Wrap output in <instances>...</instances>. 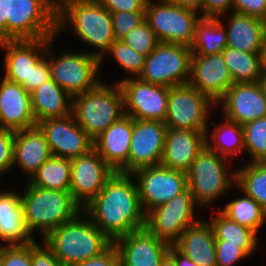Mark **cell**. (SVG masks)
I'll use <instances>...</instances> for the list:
<instances>
[{"mask_svg":"<svg viewBox=\"0 0 266 266\" xmlns=\"http://www.w3.org/2000/svg\"><path fill=\"white\" fill-rule=\"evenodd\" d=\"M131 178L130 173L115 172L98 195L82 208V215L88 216L112 242L145 228L138 186Z\"/></svg>","mask_w":266,"mask_h":266,"instance_id":"1","label":"cell"},{"mask_svg":"<svg viewBox=\"0 0 266 266\" xmlns=\"http://www.w3.org/2000/svg\"><path fill=\"white\" fill-rule=\"evenodd\" d=\"M81 213L41 237L63 266L97 257L113 244L88 216L81 217Z\"/></svg>","mask_w":266,"mask_h":266,"instance_id":"2","label":"cell"},{"mask_svg":"<svg viewBox=\"0 0 266 266\" xmlns=\"http://www.w3.org/2000/svg\"><path fill=\"white\" fill-rule=\"evenodd\" d=\"M68 24L82 41L98 48L93 54L102 63L103 52L115 41L111 13L97 0H57V33Z\"/></svg>","mask_w":266,"mask_h":266,"instance_id":"3","label":"cell"},{"mask_svg":"<svg viewBox=\"0 0 266 266\" xmlns=\"http://www.w3.org/2000/svg\"><path fill=\"white\" fill-rule=\"evenodd\" d=\"M21 196L26 227L32 235L39 231L44 238L54 228L73 220L82 207L68 191L49 190L26 183Z\"/></svg>","mask_w":266,"mask_h":266,"instance_id":"4","label":"cell"},{"mask_svg":"<svg viewBox=\"0 0 266 266\" xmlns=\"http://www.w3.org/2000/svg\"><path fill=\"white\" fill-rule=\"evenodd\" d=\"M71 114L94 140L125 115L123 94L118 83L102 81L92 90L72 98Z\"/></svg>","mask_w":266,"mask_h":266,"instance_id":"5","label":"cell"},{"mask_svg":"<svg viewBox=\"0 0 266 266\" xmlns=\"http://www.w3.org/2000/svg\"><path fill=\"white\" fill-rule=\"evenodd\" d=\"M57 0H9L6 40L55 38Z\"/></svg>","mask_w":266,"mask_h":266,"instance_id":"6","label":"cell"},{"mask_svg":"<svg viewBox=\"0 0 266 266\" xmlns=\"http://www.w3.org/2000/svg\"><path fill=\"white\" fill-rule=\"evenodd\" d=\"M225 159L207 145L197 154L187 172V187L197 206L210 205L233 184L235 186V171H232V176L229 175Z\"/></svg>","mask_w":266,"mask_h":266,"instance_id":"7","label":"cell"},{"mask_svg":"<svg viewBox=\"0 0 266 266\" xmlns=\"http://www.w3.org/2000/svg\"><path fill=\"white\" fill-rule=\"evenodd\" d=\"M53 40L55 39L49 38L45 55L50 66L51 79L72 98L94 89L101 82V79L97 78L101 67L100 59L92 52H68L54 58L53 54L49 53Z\"/></svg>","mask_w":266,"mask_h":266,"instance_id":"8","label":"cell"},{"mask_svg":"<svg viewBox=\"0 0 266 266\" xmlns=\"http://www.w3.org/2000/svg\"><path fill=\"white\" fill-rule=\"evenodd\" d=\"M212 105L217 104L189 83L169 87L164 123L167 129L207 132L208 137L207 121Z\"/></svg>","mask_w":266,"mask_h":266,"instance_id":"9","label":"cell"},{"mask_svg":"<svg viewBox=\"0 0 266 266\" xmlns=\"http://www.w3.org/2000/svg\"><path fill=\"white\" fill-rule=\"evenodd\" d=\"M192 51L189 46L159 42L145 58L139 78L163 87L189 82Z\"/></svg>","mask_w":266,"mask_h":266,"instance_id":"10","label":"cell"},{"mask_svg":"<svg viewBox=\"0 0 266 266\" xmlns=\"http://www.w3.org/2000/svg\"><path fill=\"white\" fill-rule=\"evenodd\" d=\"M145 5V21L154 31L159 42L191 46L196 23L199 21L198 11L164 2Z\"/></svg>","mask_w":266,"mask_h":266,"instance_id":"11","label":"cell"},{"mask_svg":"<svg viewBox=\"0 0 266 266\" xmlns=\"http://www.w3.org/2000/svg\"><path fill=\"white\" fill-rule=\"evenodd\" d=\"M196 205L187 187L167 203L149 211L145 215V228L155 237L173 245L187 227L199 221L197 218L194 220Z\"/></svg>","mask_w":266,"mask_h":266,"instance_id":"12","label":"cell"},{"mask_svg":"<svg viewBox=\"0 0 266 266\" xmlns=\"http://www.w3.org/2000/svg\"><path fill=\"white\" fill-rule=\"evenodd\" d=\"M132 175L138 179L139 200L145 215L187 188V173L161 164L139 168Z\"/></svg>","mask_w":266,"mask_h":266,"instance_id":"13","label":"cell"},{"mask_svg":"<svg viewBox=\"0 0 266 266\" xmlns=\"http://www.w3.org/2000/svg\"><path fill=\"white\" fill-rule=\"evenodd\" d=\"M123 94L125 115L137 120L164 122L169 87L154 85L139 77L117 82Z\"/></svg>","mask_w":266,"mask_h":266,"instance_id":"14","label":"cell"},{"mask_svg":"<svg viewBox=\"0 0 266 266\" xmlns=\"http://www.w3.org/2000/svg\"><path fill=\"white\" fill-rule=\"evenodd\" d=\"M114 173L94 148L71 159L70 193L73 199L83 208Z\"/></svg>","mask_w":266,"mask_h":266,"instance_id":"15","label":"cell"},{"mask_svg":"<svg viewBox=\"0 0 266 266\" xmlns=\"http://www.w3.org/2000/svg\"><path fill=\"white\" fill-rule=\"evenodd\" d=\"M37 126L44 133L53 156L71 160L94 148L93 139L72 114L41 121Z\"/></svg>","mask_w":266,"mask_h":266,"instance_id":"16","label":"cell"},{"mask_svg":"<svg viewBox=\"0 0 266 266\" xmlns=\"http://www.w3.org/2000/svg\"><path fill=\"white\" fill-rule=\"evenodd\" d=\"M166 131L164 122L133 119L128 173L161 163Z\"/></svg>","mask_w":266,"mask_h":266,"instance_id":"17","label":"cell"},{"mask_svg":"<svg viewBox=\"0 0 266 266\" xmlns=\"http://www.w3.org/2000/svg\"><path fill=\"white\" fill-rule=\"evenodd\" d=\"M188 83L217 104L233 85L222 53L213 55L192 54Z\"/></svg>","mask_w":266,"mask_h":266,"instance_id":"18","label":"cell"},{"mask_svg":"<svg viewBox=\"0 0 266 266\" xmlns=\"http://www.w3.org/2000/svg\"><path fill=\"white\" fill-rule=\"evenodd\" d=\"M48 44L49 38L0 41V48L6 52L4 78L28 92L31 69L46 55Z\"/></svg>","mask_w":266,"mask_h":266,"instance_id":"19","label":"cell"},{"mask_svg":"<svg viewBox=\"0 0 266 266\" xmlns=\"http://www.w3.org/2000/svg\"><path fill=\"white\" fill-rule=\"evenodd\" d=\"M113 244L118 250L122 266H160L171 247L146 228L126 234Z\"/></svg>","mask_w":266,"mask_h":266,"instance_id":"20","label":"cell"},{"mask_svg":"<svg viewBox=\"0 0 266 266\" xmlns=\"http://www.w3.org/2000/svg\"><path fill=\"white\" fill-rule=\"evenodd\" d=\"M219 103L222 104L225 118L242 126L266 117V97L258 82L233 83Z\"/></svg>","mask_w":266,"mask_h":266,"instance_id":"21","label":"cell"},{"mask_svg":"<svg viewBox=\"0 0 266 266\" xmlns=\"http://www.w3.org/2000/svg\"><path fill=\"white\" fill-rule=\"evenodd\" d=\"M133 130V118L124 115L94 140V149L115 171L128 173V158Z\"/></svg>","mask_w":266,"mask_h":266,"instance_id":"22","label":"cell"},{"mask_svg":"<svg viewBox=\"0 0 266 266\" xmlns=\"http://www.w3.org/2000/svg\"><path fill=\"white\" fill-rule=\"evenodd\" d=\"M0 110L4 129L19 131L37 126L31 94L20 84L0 79Z\"/></svg>","mask_w":266,"mask_h":266,"instance_id":"23","label":"cell"},{"mask_svg":"<svg viewBox=\"0 0 266 266\" xmlns=\"http://www.w3.org/2000/svg\"><path fill=\"white\" fill-rule=\"evenodd\" d=\"M206 133L183 129H167L161 165L187 173L197 154L206 145Z\"/></svg>","mask_w":266,"mask_h":266,"instance_id":"24","label":"cell"},{"mask_svg":"<svg viewBox=\"0 0 266 266\" xmlns=\"http://www.w3.org/2000/svg\"><path fill=\"white\" fill-rule=\"evenodd\" d=\"M173 246L198 266H217L215 237L207 221L187 227Z\"/></svg>","mask_w":266,"mask_h":266,"instance_id":"25","label":"cell"},{"mask_svg":"<svg viewBox=\"0 0 266 266\" xmlns=\"http://www.w3.org/2000/svg\"><path fill=\"white\" fill-rule=\"evenodd\" d=\"M51 156L46 137L38 126L15 131L13 167L18 164L28 176L30 175L29 179Z\"/></svg>","mask_w":266,"mask_h":266,"instance_id":"26","label":"cell"},{"mask_svg":"<svg viewBox=\"0 0 266 266\" xmlns=\"http://www.w3.org/2000/svg\"><path fill=\"white\" fill-rule=\"evenodd\" d=\"M227 31V47L249 53H260L266 38V21L232 11Z\"/></svg>","mask_w":266,"mask_h":266,"instance_id":"27","label":"cell"},{"mask_svg":"<svg viewBox=\"0 0 266 266\" xmlns=\"http://www.w3.org/2000/svg\"><path fill=\"white\" fill-rule=\"evenodd\" d=\"M0 240L6 245H24L35 240L26 227L21 194L17 192L0 193Z\"/></svg>","mask_w":266,"mask_h":266,"instance_id":"28","label":"cell"},{"mask_svg":"<svg viewBox=\"0 0 266 266\" xmlns=\"http://www.w3.org/2000/svg\"><path fill=\"white\" fill-rule=\"evenodd\" d=\"M30 94L36 124L71 114L72 97L53 79L43 83Z\"/></svg>","mask_w":266,"mask_h":266,"instance_id":"29","label":"cell"},{"mask_svg":"<svg viewBox=\"0 0 266 266\" xmlns=\"http://www.w3.org/2000/svg\"><path fill=\"white\" fill-rule=\"evenodd\" d=\"M227 47V31L219 18L200 17L190 49L192 54L213 55Z\"/></svg>","mask_w":266,"mask_h":266,"instance_id":"30","label":"cell"},{"mask_svg":"<svg viewBox=\"0 0 266 266\" xmlns=\"http://www.w3.org/2000/svg\"><path fill=\"white\" fill-rule=\"evenodd\" d=\"M216 216L211 215V224L215 241H225V244L238 245L248 256L256 250L257 234L250 228L233 222L220 210Z\"/></svg>","mask_w":266,"mask_h":266,"instance_id":"31","label":"cell"},{"mask_svg":"<svg viewBox=\"0 0 266 266\" xmlns=\"http://www.w3.org/2000/svg\"><path fill=\"white\" fill-rule=\"evenodd\" d=\"M233 83L259 82L262 75L260 54L226 47L222 52Z\"/></svg>","mask_w":266,"mask_h":266,"instance_id":"32","label":"cell"},{"mask_svg":"<svg viewBox=\"0 0 266 266\" xmlns=\"http://www.w3.org/2000/svg\"><path fill=\"white\" fill-rule=\"evenodd\" d=\"M71 160L51 156L29 179V183L49 190L70 192Z\"/></svg>","mask_w":266,"mask_h":266,"instance_id":"33","label":"cell"},{"mask_svg":"<svg viewBox=\"0 0 266 266\" xmlns=\"http://www.w3.org/2000/svg\"><path fill=\"white\" fill-rule=\"evenodd\" d=\"M238 188L266 211V162H249L235 170Z\"/></svg>","mask_w":266,"mask_h":266,"instance_id":"34","label":"cell"},{"mask_svg":"<svg viewBox=\"0 0 266 266\" xmlns=\"http://www.w3.org/2000/svg\"><path fill=\"white\" fill-rule=\"evenodd\" d=\"M244 196L225 204L220 211L242 226L252 229L256 234L266 221V211L250 196Z\"/></svg>","mask_w":266,"mask_h":266,"instance_id":"35","label":"cell"},{"mask_svg":"<svg viewBox=\"0 0 266 266\" xmlns=\"http://www.w3.org/2000/svg\"><path fill=\"white\" fill-rule=\"evenodd\" d=\"M225 120L211 133L213 146L208 142V137H206V145L221 156H236L245 150L243 126L227 118Z\"/></svg>","mask_w":266,"mask_h":266,"instance_id":"36","label":"cell"},{"mask_svg":"<svg viewBox=\"0 0 266 266\" xmlns=\"http://www.w3.org/2000/svg\"><path fill=\"white\" fill-rule=\"evenodd\" d=\"M245 151L251 155V162H266V117L243 125Z\"/></svg>","mask_w":266,"mask_h":266,"instance_id":"37","label":"cell"},{"mask_svg":"<svg viewBox=\"0 0 266 266\" xmlns=\"http://www.w3.org/2000/svg\"><path fill=\"white\" fill-rule=\"evenodd\" d=\"M108 52L112 53L120 67L131 76L139 77L142 73L146 56L127 46L121 40H115Z\"/></svg>","mask_w":266,"mask_h":266,"instance_id":"38","label":"cell"},{"mask_svg":"<svg viewBox=\"0 0 266 266\" xmlns=\"http://www.w3.org/2000/svg\"><path fill=\"white\" fill-rule=\"evenodd\" d=\"M121 41L146 57L159 43L154 31L146 21L128 32Z\"/></svg>","mask_w":266,"mask_h":266,"instance_id":"39","label":"cell"},{"mask_svg":"<svg viewBox=\"0 0 266 266\" xmlns=\"http://www.w3.org/2000/svg\"><path fill=\"white\" fill-rule=\"evenodd\" d=\"M112 24L115 40H121L128 32L145 21V11L112 12Z\"/></svg>","mask_w":266,"mask_h":266,"instance_id":"40","label":"cell"},{"mask_svg":"<svg viewBox=\"0 0 266 266\" xmlns=\"http://www.w3.org/2000/svg\"><path fill=\"white\" fill-rule=\"evenodd\" d=\"M0 266H31V242L24 245H6Z\"/></svg>","mask_w":266,"mask_h":266,"instance_id":"41","label":"cell"},{"mask_svg":"<svg viewBox=\"0 0 266 266\" xmlns=\"http://www.w3.org/2000/svg\"><path fill=\"white\" fill-rule=\"evenodd\" d=\"M217 266H233L248 255L238 246L215 241Z\"/></svg>","mask_w":266,"mask_h":266,"instance_id":"42","label":"cell"},{"mask_svg":"<svg viewBox=\"0 0 266 266\" xmlns=\"http://www.w3.org/2000/svg\"><path fill=\"white\" fill-rule=\"evenodd\" d=\"M15 131L3 129L0 131V174L13 168V145Z\"/></svg>","mask_w":266,"mask_h":266,"instance_id":"43","label":"cell"},{"mask_svg":"<svg viewBox=\"0 0 266 266\" xmlns=\"http://www.w3.org/2000/svg\"><path fill=\"white\" fill-rule=\"evenodd\" d=\"M31 266H63L54 253L45 245L31 242Z\"/></svg>","mask_w":266,"mask_h":266,"instance_id":"44","label":"cell"},{"mask_svg":"<svg viewBox=\"0 0 266 266\" xmlns=\"http://www.w3.org/2000/svg\"><path fill=\"white\" fill-rule=\"evenodd\" d=\"M232 10L266 21V0H233Z\"/></svg>","mask_w":266,"mask_h":266,"instance_id":"45","label":"cell"},{"mask_svg":"<svg viewBox=\"0 0 266 266\" xmlns=\"http://www.w3.org/2000/svg\"><path fill=\"white\" fill-rule=\"evenodd\" d=\"M72 266H122L118 250L112 244L106 251L97 257L73 264Z\"/></svg>","mask_w":266,"mask_h":266,"instance_id":"46","label":"cell"},{"mask_svg":"<svg viewBox=\"0 0 266 266\" xmlns=\"http://www.w3.org/2000/svg\"><path fill=\"white\" fill-rule=\"evenodd\" d=\"M51 79V70L48 59L44 56L32 69L30 74V83H28V92L31 93L43 83Z\"/></svg>","mask_w":266,"mask_h":266,"instance_id":"47","label":"cell"},{"mask_svg":"<svg viewBox=\"0 0 266 266\" xmlns=\"http://www.w3.org/2000/svg\"><path fill=\"white\" fill-rule=\"evenodd\" d=\"M110 13L112 12H134L145 11L147 0H97Z\"/></svg>","mask_w":266,"mask_h":266,"instance_id":"48","label":"cell"},{"mask_svg":"<svg viewBox=\"0 0 266 266\" xmlns=\"http://www.w3.org/2000/svg\"><path fill=\"white\" fill-rule=\"evenodd\" d=\"M232 2L233 0H203L201 17L219 18L232 10Z\"/></svg>","mask_w":266,"mask_h":266,"instance_id":"49","label":"cell"},{"mask_svg":"<svg viewBox=\"0 0 266 266\" xmlns=\"http://www.w3.org/2000/svg\"><path fill=\"white\" fill-rule=\"evenodd\" d=\"M9 0H0V41L6 40V21Z\"/></svg>","mask_w":266,"mask_h":266,"instance_id":"50","label":"cell"},{"mask_svg":"<svg viewBox=\"0 0 266 266\" xmlns=\"http://www.w3.org/2000/svg\"><path fill=\"white\" fill-rule=\"evenodd\" d=\"M167 3L200 11L203 0H162Z\"/></svg>","mask_w":266,"mask_h":266,"instance_id":"51","label":"cell"},{"mask_svg":"<svg viewBox=\"0 0 266 266\" xmlns=\"http://www.w3.org/2000/svg\"><path fill=\"white\" fill-rule=\"evenodd\" d=\"M170 250L175 254V266H198L190 258L181 254L173 245Z\"/></svg>","mask_w":266,"mask_h":266,"instance_id":"52","label":"cell"},{"mask_svg":"<svg viewBox=\"0 0 266 266\" xmlns=\"http://www.w3.org/2000/svg\"><path fill=\"white\" fill-rule=\"evenodd\" d=\"M160 266H175V254L169 250V253L164 257Z\"/></svg>","mask_w":266,"mask_h":266,"instance_id":"53","label":"cell"},{"mask_svg":"<svg viewBox=\"0 0 266 266\" xmlns=\"http://www.w3.org/2000/svg\"><path fill=\"white\" fill-rule=\"evenodd\" d=\"M259 54H260L262 73H266V38L264 40L263 46H262Z\"/></svg>","mask_w":266,"mask_h":266,"instance_id":"54","label":"cell"},{"mask_svg":"<svg viewBox=\"0 0 266 266\" xmlns=\"http://www.w3.org/2000/svg\"><path fill=\"white\" fill-rule=\"evenodd\" d=\"M258 83L260 84L263 94L266 97V73H262Z\"/></svg>","mask_w":266,"mask_h":266,"instance_id":"55","label":"cell"},{"mask_svg":"<svg viewBox=\"0 0 266 266\" xmlns=\"http://www.w3.org/2000/svg\"><path fill=\"white\" fill-rule=\"evenodd\" d=\"M5 247H6V245L4 244H0V263H1V258H2V254H3V251H4V249H5Z\"/></svg>","mask_w":266,"mask_h":266,"instance_id":"56","label":"cell"},{"mask_svg":"<svg viewBox=\"0 0 266 266\" xmlns=\"http://www.w3.org/2000/svg\"><path fill=\"white\" fill-rule=\"evenodd\" d=\"M3 125H2V121H1V110H0V131L3 130Z\"/></svg>","mask_w":266,"mask_h":266,"instance_id":"57","label":"cell"}]
</instances>
